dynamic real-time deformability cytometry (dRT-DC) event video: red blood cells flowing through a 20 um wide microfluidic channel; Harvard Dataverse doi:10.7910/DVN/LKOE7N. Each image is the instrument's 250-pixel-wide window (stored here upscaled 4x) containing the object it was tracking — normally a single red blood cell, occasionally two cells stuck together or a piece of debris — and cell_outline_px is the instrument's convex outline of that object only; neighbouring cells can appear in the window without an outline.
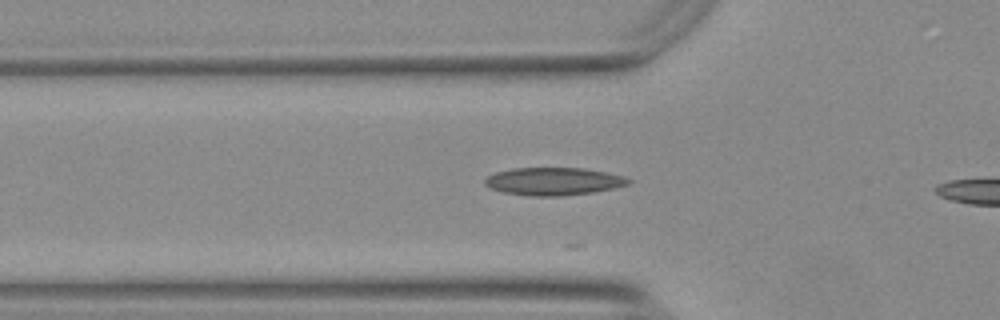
{"species": "Egyptian fruit bat (a non-hibernating species)", "species_latin": "Rousettus aegyptiacus", "temperature_condition": "warm", "stored_images_in_passage": 11, "camera_frame_rate_fps": 3000, "um_per_image_px": 0.085, "animal": {"sex": "female"}, "frame": {"image": 1, "passage_image": 5, "time_ms": 1.333, "image_size_px": [1000, 320], "cell_outline_px": [[632, 180], [628, 184], [616, 188], [592, 192], [560, 196], [532, 196], [504, 192], [492, 188], [484, 184], [484, 180], [488, 176], [496, 172], [512, 168], [584, 168], [624, 176]], "centroid_in_image_um": [47.06, 15.41], "position_along_channel_um": 78.7, "area_um2": 23.06}}
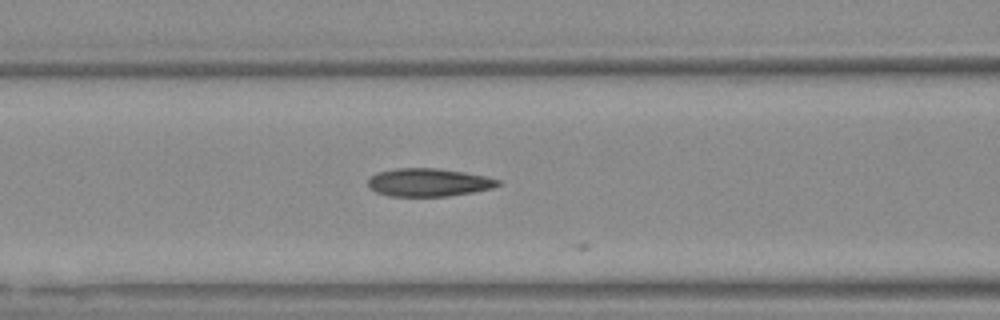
{"frame": {"image": 2, "passage_image": 9, "time_ms": 2.667, "image_size_px": [1000, 320], "cell_outline_px": [[500, 184], [492, 188], [472, 192], [448, 196], [388, 196], [376, 192], [368, 188], [368, 180], [376, 172], [396, 168], [436, 168], [484, 176], [500, 180]], "centroid_in_image_um": [36.37, 15.51], "position_along_channel_um": 130.2, "area_um2": 21.1}}